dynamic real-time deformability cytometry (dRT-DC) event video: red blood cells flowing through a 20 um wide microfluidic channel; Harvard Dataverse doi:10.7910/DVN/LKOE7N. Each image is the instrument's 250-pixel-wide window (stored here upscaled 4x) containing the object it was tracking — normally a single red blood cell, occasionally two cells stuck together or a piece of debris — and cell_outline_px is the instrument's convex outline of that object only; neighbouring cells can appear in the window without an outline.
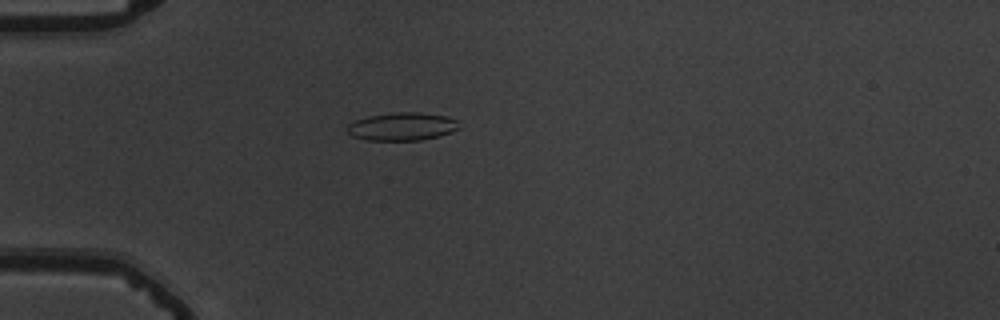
{"species": "common noctule bat (a hibernating species)", "species_latin": "Nyctalus noctula", "temperature_condition": "warm", "stored_images_in_passage": 52, "camera_frame_rate_fps": 3000, "um_per_image_px": 0.085, "animal": {"sex": "male", "body_mass_g": 19.5, "forearm_length_mm": 54.6}, "frame": {"image": 1, "passage_image": 13, "time_ms": 4.0, "image_size_px": [1000, 320], "cell_outline_px": [[460, 128], [452, 132], [440, 136], [420, 140], [364, 140], [352, 136], [348, 132], [348, 124], [356, 120], [368, 116], [392, 112], [420, 112], [444, 116], [456, 120]], "centroid_in_image_um": [34.18, 10.75], "position_along_channel_um": 50.8, "area_um2": 18.26}}
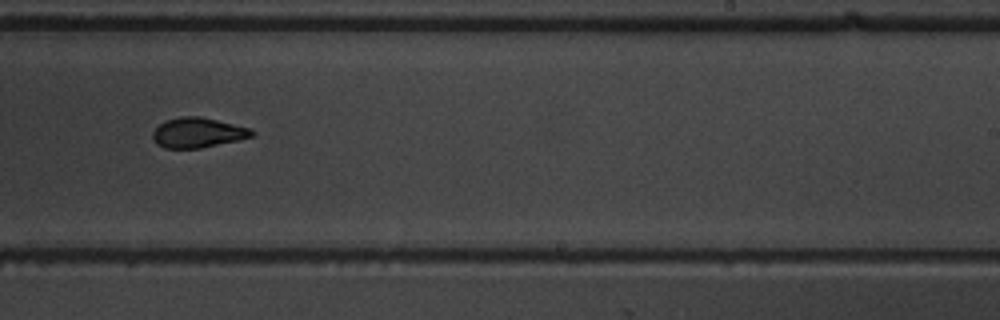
{"frame": {"image": 2, "passage_image": 32, "time_ms": 10.333, "image_size_px": [1000, 320], "cell_outline_px": [[256, 132], [252, 136], [236, 140], [200, 148], [164, 148], [156, 144], [152, 136], [152, 132], [160, 124], [168, 120], [180, 116], [200, 116], [248, 128]], "centroid_in_image_um": [16.76, 11.28], "position_along_channel_um": 272.2, "area_um2": 16.99}}
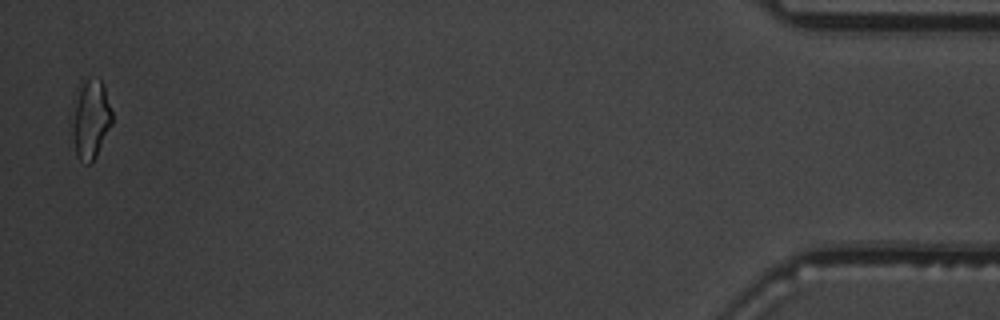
{"frame": {"image": 3, "passage_image": 51, "time_ms": 16.667, "image_size_px": [1000, 320], "cell_outline_px": [[112, 124], [96, 156], [88, 164], [80, 160], [76, 156], [68, 116], [80, 80], [100, 80], [104, 84], [112, 112]], "centroid_in_image_um": [7.64, 10.11], "position_along_channel_um": 427.6, "area_um2": 19.13}, "authors_computed_cell_mechanics": {"area_um2": 17.7446, "velocity_mm_per_s": 3.7481, "shape_relaxation_time_tau1_ms": 6.0168, "shape_relaxation_time_tau2_ms": 2.1576, "deformation_change_tau1": 0.178, "deformation_change_tau2": 0.0851}}